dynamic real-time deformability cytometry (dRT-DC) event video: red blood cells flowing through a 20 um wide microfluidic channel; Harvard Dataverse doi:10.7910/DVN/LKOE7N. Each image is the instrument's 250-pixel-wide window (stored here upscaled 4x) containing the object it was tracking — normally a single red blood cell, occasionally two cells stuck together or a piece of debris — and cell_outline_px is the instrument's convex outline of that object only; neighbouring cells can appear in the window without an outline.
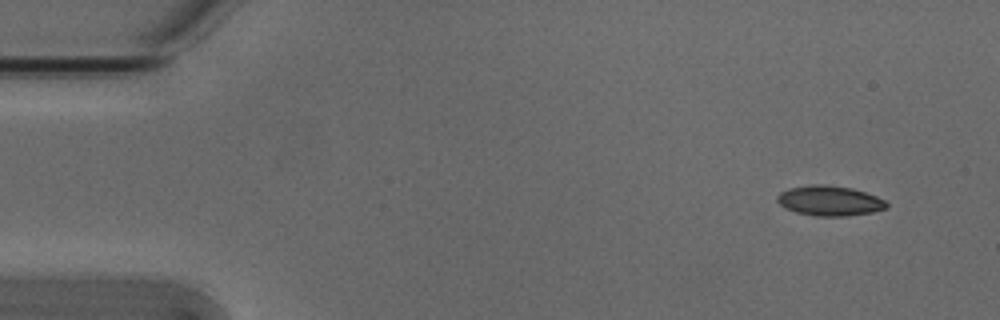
{"species": "Egyptian fruit bat (a non-hibernating species)", "species_latin": "Rousettus aegyptiacus", "temperature_condition": "cold", "stored_images_in_passage": 3, "camera_frame_rate_fps": 3000, "um_per_image_px": 0.085, "animal": {"sex": "male"}, "frame": {"image": 1, "passage_image": 1, "time_ms": 0.0, "image_size_px": [1000, 320], "cell_outline_px": [[888, 208], [872, 212], [848, 216], [816, 216], [796, 212], [780, 204], [776, 200], [776, 196], [780, 192], [788, 188], [812, 184], [824, 184], [852, 188], [876, 196], [884, 200], [888, 204]], "centroid_in_image_um": [70.51, 17.06], "position_along_channel_um": 14.5, "area_um2": 19.13}}